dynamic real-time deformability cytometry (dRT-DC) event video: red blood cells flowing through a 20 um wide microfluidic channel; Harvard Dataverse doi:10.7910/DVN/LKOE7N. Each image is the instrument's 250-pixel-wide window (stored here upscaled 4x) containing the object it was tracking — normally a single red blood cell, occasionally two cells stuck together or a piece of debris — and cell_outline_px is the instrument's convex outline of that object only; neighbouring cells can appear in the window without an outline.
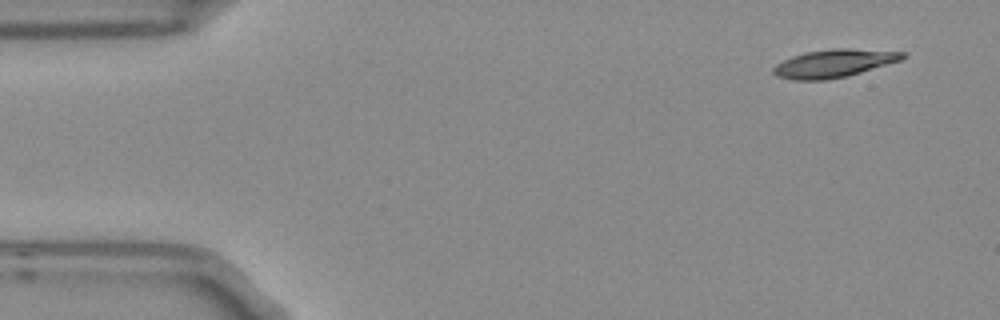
{"species": "Egyptian fruit bat (a non-hibernating species)", "species_latin": "Rousettus aegyptiacus", "temperature_condition": "room temperature", "stored_images_in_passage": 5, "segment_of_instrument_passage": [1, 2], "camera_frame_rate_fps": 3000, "um_per_image_px": 0.085, "frame": {"image": 1, "passage_image": 1, "time_ms": 0.0, "image_size_px": [1000, 320], "cell_outline_px": [[908, 56], [900, 60], [848, 76], [828, 80], [792, 80], [776, 76], [772, 72], [772, 68], [776, 64], [792, 56], [804, 52], [832, 48], [848, 48], [908, 52]], "centroid_in_image_um": [70.87, 5.38], "position_along_channel_um": 14.1, "area_um2": 21.27}}
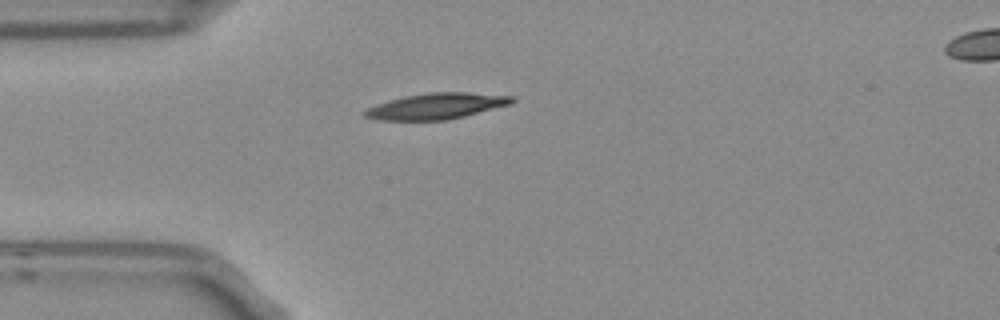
{"frame": {"image": 2, "passage_image": 4, "time_ms": 1.0, "image_size_px": [1000, 320], "cell_outline_px": [[516, 100], [512, 104], [448, 120], [376, 120], [360, 116], [360, 112], [376, 104], [388, 100], [404, 96], [428, 92], [468, 92], [516, 96]], "centroid_in_image_um": [37.07, 9.02], "position_along_channel_um": 47.9, "area_um2": 22.66}}